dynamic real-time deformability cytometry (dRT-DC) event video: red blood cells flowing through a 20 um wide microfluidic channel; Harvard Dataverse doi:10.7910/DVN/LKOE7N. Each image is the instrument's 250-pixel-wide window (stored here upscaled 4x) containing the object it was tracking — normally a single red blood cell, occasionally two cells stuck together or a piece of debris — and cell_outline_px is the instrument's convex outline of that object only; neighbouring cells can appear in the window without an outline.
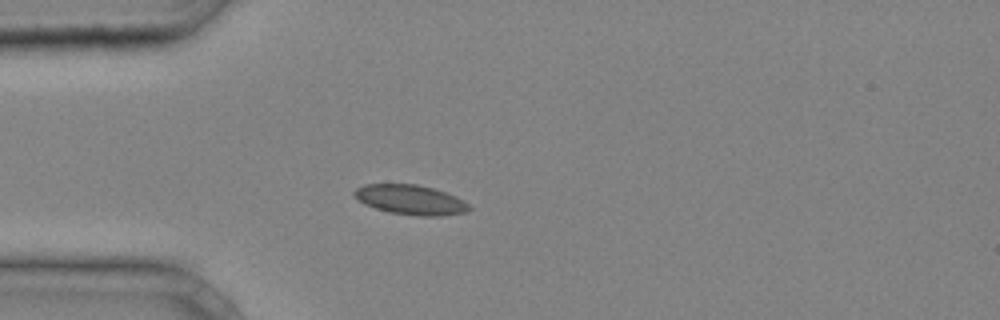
{"species": "common noctule bat (a hibernating species)", "species_latin": "Nyctalus noctula", "temperature_condition": "cold", "stored_images_in_passage": 31, "camera_frame_rate_fps": 3000, "um_per_image_px": 0.085, "animal": {"sex": "male", "body_mass_g": 20.4}, "frame": {"image": 1, "passage_image": 1, "time_ms": 0.0, "image_size_px": [1000, 320], "cell_outline_px": [[472, 208], [468, 212], [440, 216], [420, 216], [388, 212], [364, 204], [352, 192], [356, 188], [364, 184], [416, 184], [432, 188], [456, 196], [464, 200]], "centroid_in_image_um": [34.92, 16.98], "position_along_channel_um": 50.1, "area_um2": 19.88}}
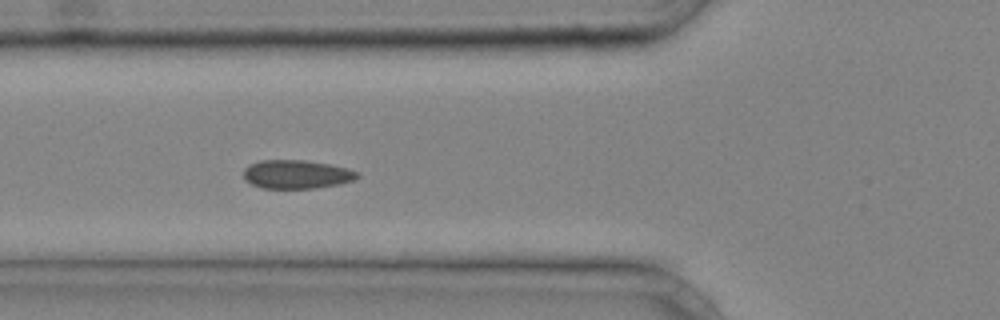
{"frame": {"image": 2, "passage_image": 5, "time_ms": 1.333, "image_size_px": [1000, 320], "cell_outline_px": [[360, 176], [352, 180], [340, 184], [316, 188], [260, 188], [244, 180], [244, 168], [248, 164], [260, 160], [304, 160], [328, 164], [348, 168], [360, 172]], "centroid_in_image_um": [25.2, 14.81], "position_along_channel_um": 100.6, "area_um2": 19.13}}